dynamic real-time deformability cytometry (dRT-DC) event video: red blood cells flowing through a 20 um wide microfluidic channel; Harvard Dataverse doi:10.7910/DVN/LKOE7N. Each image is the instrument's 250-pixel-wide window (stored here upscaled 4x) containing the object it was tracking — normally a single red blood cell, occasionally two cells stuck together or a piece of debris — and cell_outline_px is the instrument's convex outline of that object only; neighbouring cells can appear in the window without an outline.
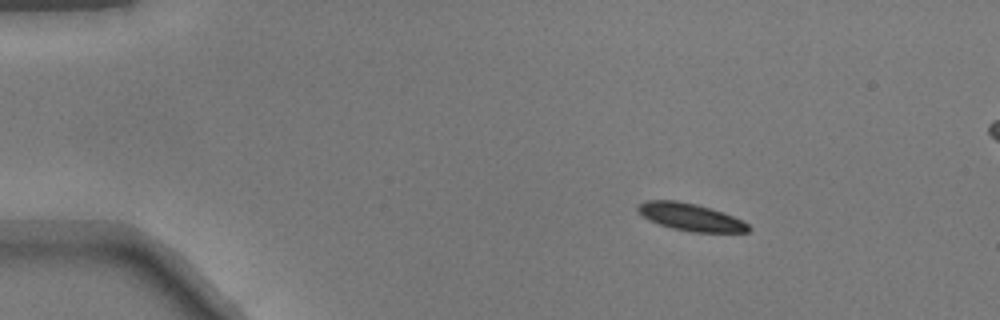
{"species": "common noctule bat (a hibernating species)", "species_latin": "Nyctalus noctula", "temperature_condition": "warm", "stored_images_in_passage": 44, "camera_frame_rate_fps": 3000, "um_per_image_px": 0.085, "animal": {"sex": "male", "body_mass_g": 17.9}, "frame": {"image": 1, "passage_image": 1, "time_ms": 0.0, "image_size_px": [1000, 320], "cell_outline_px": [[752, 228], [748, 232], [692, 232], [672, 228], [648, 220], [636, 208], [640, 204], [648, 200], [676, 200], [696, 204], [732, 216], [748, 224]], "centroid_in_image_um": [58.69, 18.46], "position_along_channel_um": 26.3, "area_um2": 17.28}}
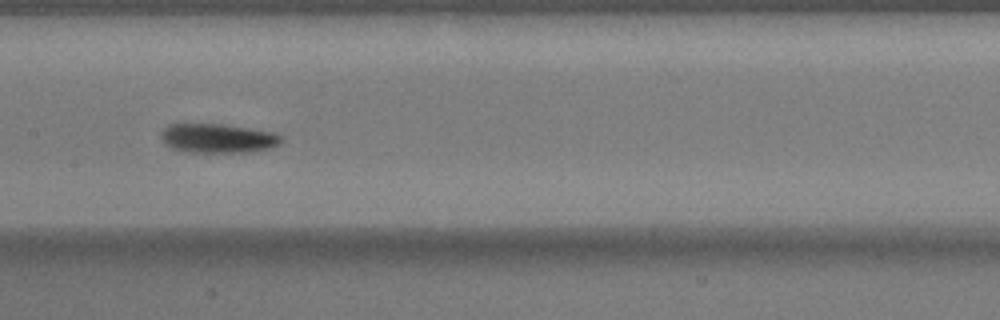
{"frame": {"image": 2, "passage_image": 19, "time_ms": 6.0, "image_size_px": [1000, 320], "cell_outline_px": [[280, 144], [272, 148], [248, 152], [192, 152], [172, 148], [164, 144], [160, 136], [164, 128], [172, 124], [224, 124], [276, 132], [280, 136]], "centroid_in_image_um": [18.53, 11.75], "position_along_channel_um": 188.9, "area_um2": 20.46}}
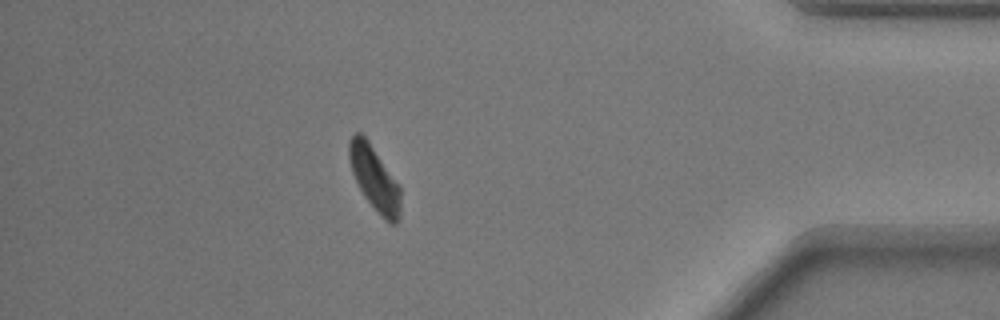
{"frame": {"image": 3, "passage_image": 38, "time_ms": 12.333, "image_size_px": [1000, 320], "cell_outline_px": [[400, 216], [396, 224], [392, 224], [384, 220], [364, 196], [352, 172], [348, 156], [348, 140], [356, 132], [360, 132], [368, 140], [400, 184]], "centroid_in_image_um": [31.84, 15.16], "position_along_channel_um": 403.4, "area_um2": 19.42}}